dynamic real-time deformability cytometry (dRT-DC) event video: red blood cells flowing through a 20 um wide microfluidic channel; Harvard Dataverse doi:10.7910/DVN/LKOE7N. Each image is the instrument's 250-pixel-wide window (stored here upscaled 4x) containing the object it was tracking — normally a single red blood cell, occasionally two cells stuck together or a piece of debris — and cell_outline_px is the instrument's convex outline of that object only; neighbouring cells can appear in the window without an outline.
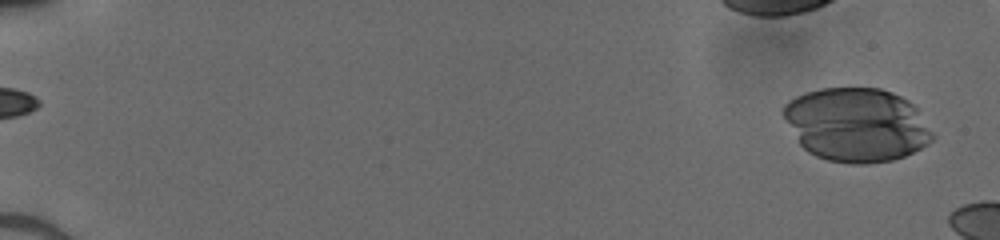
{"species": "human", "species_latin": "Homo sapiens", "temperature_condition": "cold", "stored_images_in_passage": 12, "camera_frame_rate_fps": 3000, "um_per_image_px": 0.085, "donor": {"sex": "male"}, "frame": {"image": 1, "passage_image": 3, "time_ms": 0.667, "image_size_px": [1000, 240], "cell_outline_px": [[936, 136], [928, 144], [904, 156], [892, 160], [868, 164], [848, 164], [828, 160], [816, 156], [808, 152], [800, 144], [780, 112], [784, 104], [788, 100], [796, 96], [820, 88], [880, 88], [892, 92], [908, 100], [916, 108]], "centroid_in_image_um": [72.8, 10.61], "position_along_channel_um": 12.2, "area_um2": 64.27}}